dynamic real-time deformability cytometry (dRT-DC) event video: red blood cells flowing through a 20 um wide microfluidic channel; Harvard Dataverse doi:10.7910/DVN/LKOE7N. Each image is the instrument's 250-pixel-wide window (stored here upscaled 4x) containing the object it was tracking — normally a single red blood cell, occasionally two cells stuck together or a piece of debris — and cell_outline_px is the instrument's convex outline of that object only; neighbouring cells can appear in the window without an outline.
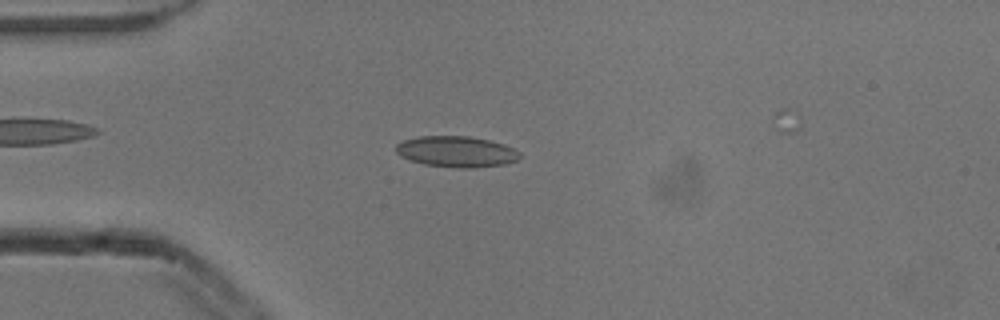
{"species": "common noctule bat (a hibernating species)", "species_latin": "Nyctalus noctula", "temperature_condition": "cold", "stored_images_in_passage": 4, "camera_frame_rate_fps": 3000, "um_per_image_px": 0.085, "animal": {"sex": "male", "body_mass_g": 13.3}, "frame": {"image": 1, "passage_image": 3, "time_ms": 0.667, "image_size_px": [1000, 320], "cell_outline_px": [[520, 156], [516, 160], [504, 164], [472, 168], [460, 168], [424, 164], [408, 160], [400, 156], [396, 152], [396, 144], [404, 140], [420, 136], [468, 136], [488, 140], [504, 144], [520, 152]], "centroid_in_image_um": [38.77, 12.89], "position_along_channel_um": 46.2, "area_um2": 22.25}}